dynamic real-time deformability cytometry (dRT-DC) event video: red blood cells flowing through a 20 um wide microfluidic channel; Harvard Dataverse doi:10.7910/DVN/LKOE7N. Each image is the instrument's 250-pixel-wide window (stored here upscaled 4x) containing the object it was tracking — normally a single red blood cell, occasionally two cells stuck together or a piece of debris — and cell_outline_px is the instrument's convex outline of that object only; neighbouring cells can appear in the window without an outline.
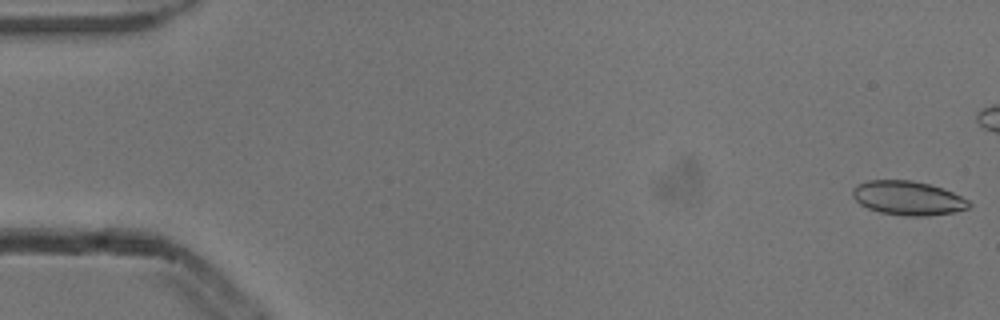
{"species": "common noctule bat (a hibernating species)", "species_latin": "Nyctalus noctula", "temperature_condition": "cold", "stored_images_in_passage": 6, "camera_frame_rate_fps": 3000, "um_per_image_px": 0.085, "animal": {"sex": "male", "body_mass_g": 13.3}, "frame": {"image": 1, "passage_image": 1, "time_ms": 0.0, "image_size_px": [1000, 320], "cell_outline_px": [[972, 204], [968, 208], [952, 212], [928, 216], [904, 216], [880, 212], [868, 208], [860, 204], [852, 196], [852, 188], [868, 180], [912, 180], [928, 184], [952, 192], [968, 200]], "centroid_in_image_um": [77.15, 16.84], "position_along_channel_um": 7.8, "area_um2": 22.95}}
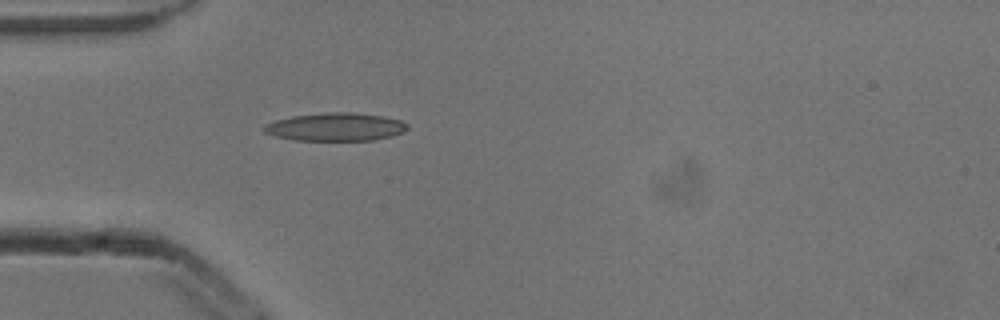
{"frame": {"image": 2, "passage_image": 6, "time_ms": 1.667, "image_size_px": [1000, 320], "cell_outline_px": [[408, 128], [404, 132], [392, 136], [372, 140], [296, 140], [276, 136], [264, 132], [264, 128], [268, 124], [276, 120], [292, 116], [324, 112], [348, 112], [384, 116], [400, 120], [408, 124]], "centroid_in_image_um": [28.57, 10.78], "position_along_channel_um": 56.4, "area_um2": 23.29}}